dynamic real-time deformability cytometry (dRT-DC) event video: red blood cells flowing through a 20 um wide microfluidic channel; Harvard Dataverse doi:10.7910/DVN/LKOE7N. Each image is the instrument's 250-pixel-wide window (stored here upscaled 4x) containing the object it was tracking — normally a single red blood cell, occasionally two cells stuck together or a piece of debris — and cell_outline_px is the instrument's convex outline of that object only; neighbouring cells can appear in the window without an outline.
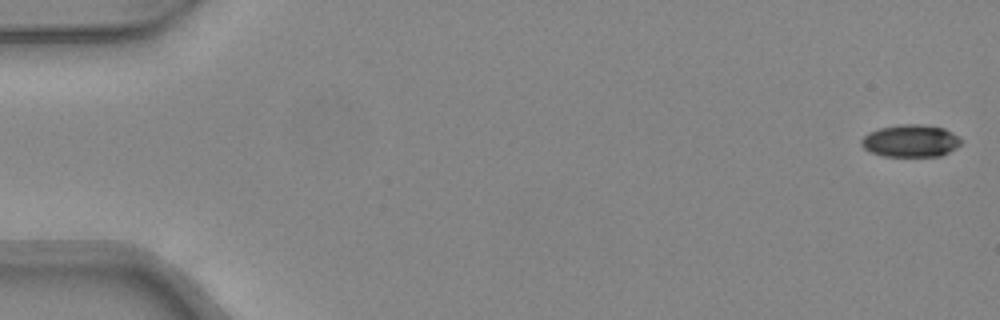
{"species": "common noctule bat (a hibernating species)", "species_latin": "Nyctalus noctula", "temperature_condition": "warm", "stored_images_in_passage": 16, "camera_frame_rate_fps": 3000, "um_per_image_px": 0.085, "animal": {"sex": "female", "body_mass_g": 24.6, "forearm_length_mm": 56.2}, "frame": {"image": 1, "passage_image": 1, "time_ms": 0.0, "image_size_px": [1000, 320], "cell_outline_px": [[960, 144], [956, 148], [940, 156], [884, 156], [868, 152], [860, 144], [860, 140], [868, 132], [880, 128], [904, 124], [920, 124], [944, 128], [952, 132], [960, 140]], "centroid_in_image_um": [77.36, 11.98], "position_along_channel_um": 7.6, "area_um2": 18.73}}
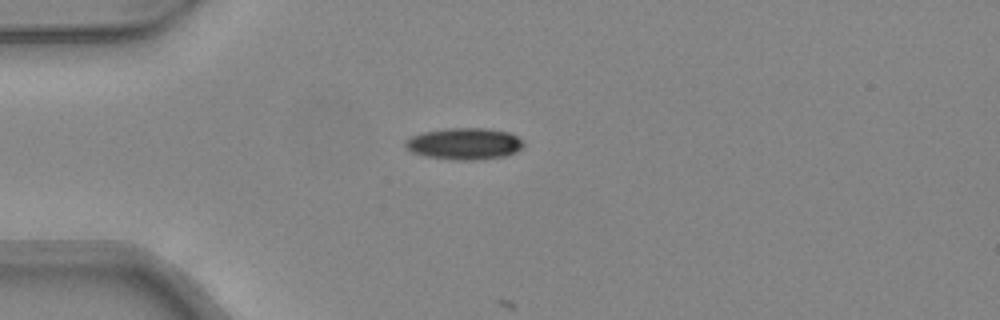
{"frame": {"image": 2, "passage_image": 13, "time_ms": 4.0, "image_size_px": [1000, 320], "cell_outline_px": [[524, 144], [516, 152], [504, 156], [476, 160], [452, 160], [424, 156], [412, 152], [404, 144], [412, 136], [424, 132], [444, 128], [488, 128], [508, 132], [524, 140]], "centroid_in_image_um": [39.49, 12.22], "position_along_channel_um": 45.5, "area_um2": 21.79}}